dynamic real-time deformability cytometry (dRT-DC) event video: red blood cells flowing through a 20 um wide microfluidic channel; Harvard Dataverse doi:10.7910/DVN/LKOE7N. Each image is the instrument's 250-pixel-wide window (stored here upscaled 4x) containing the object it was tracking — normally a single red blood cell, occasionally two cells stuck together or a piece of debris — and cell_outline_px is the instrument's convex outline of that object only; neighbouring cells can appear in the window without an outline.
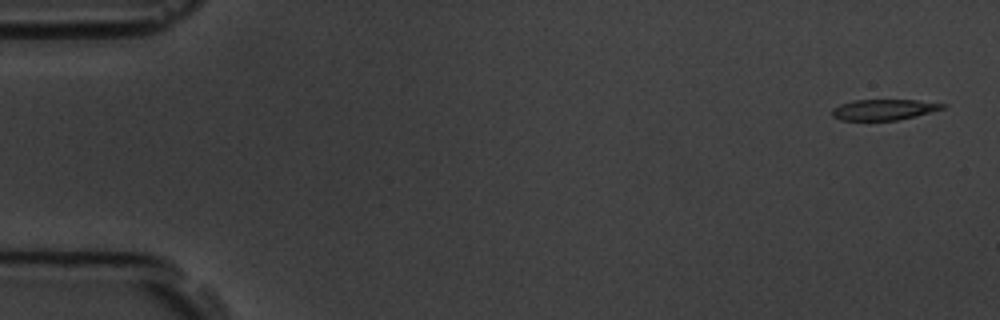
{"species": "common noctule bat (a hibernating species)", "species_latin": "Nyctalus noctula", "temperature_condition": "room temperature", "stored_images_in_passage": 4, "camera_frame_rate_fps": 3000, "um_per_image_px": 0.085, "animal": {"sex": "male", "body_mass_g": 19.5, "forearm_length_mm": 54.6}, "frame": {"image": 1, "passage_image": 1, "time_ms": 0.0, "image_size_px": [1000, 320], "cell_outline_px": [[948, 104], [944, 108], [916, 116], [896, 120], [840, 120], [832, 116], [832, 108], [840, 104], [852, 100], [916, 100]], "centroid_in_image_um": [75.11, 9.31], "position_along_channel_um": 9.9, "area_um2": 13.35}}
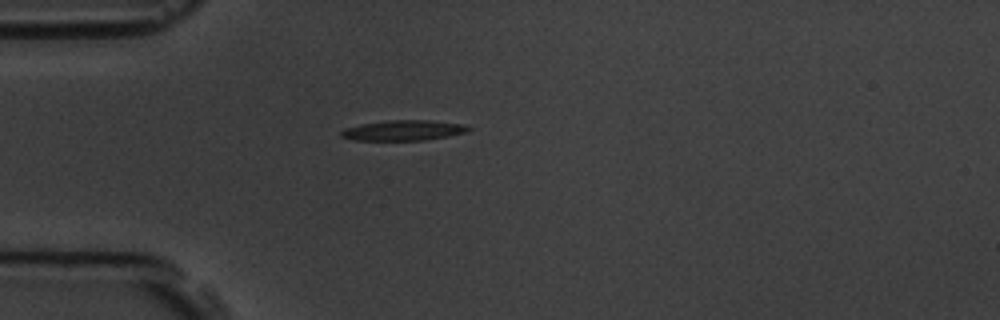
{"frame": {"image": 2, "passage_image": 4, "time_ms": 4.333, "image_size_px": [1000, 320], "cell_outline_px": [[472, 128], [468, 132], [448, 136], [424, 140], [356, 140], [340, 136], [340, 132], [344, 128], [360, 124], [388, 120], [432, 120], [460, 124]], "centroid_in_image_um": [34.28, 11.07], "position_along_channel_um": 50.7, "area_um2": 15.03}}